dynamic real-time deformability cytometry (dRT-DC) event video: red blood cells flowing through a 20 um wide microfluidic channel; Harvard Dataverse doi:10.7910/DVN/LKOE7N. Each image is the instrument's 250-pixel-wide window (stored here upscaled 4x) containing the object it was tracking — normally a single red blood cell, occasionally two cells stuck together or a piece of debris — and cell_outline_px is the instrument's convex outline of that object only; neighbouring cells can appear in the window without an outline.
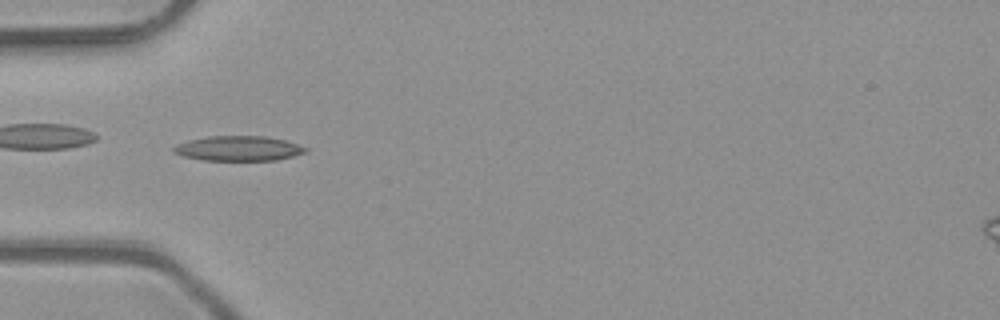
{"species": "common noctule bat (a hibernating species)", "species_latin": "Nyctalus noctula", "temperature_condition": "room temperature", "stored_images_in_passage": 35, "camera_frame_rate_fps": 3000, "um_per_image_px": 0.085, "animal": {"sex": "male", "body_mass_g": 23.1, "forearm_length_mm": 52.7}, "frame": {"image": 1, "passage_image": 1, "time_ms": 0.0, "image_size_px": [1000, 320], "cell_outline_px": [[308, 152], [276, 160], [204, 160], [184, 156], [172, 152], [172, 148], [176, 144], [188, 140], [208, 136], [264, 136], [284, 140], [308, 148]], "centroid_in_image_um": [20.25, 12.61], "position_along_channel_um": 64.8, "area_um2": 19.07}}
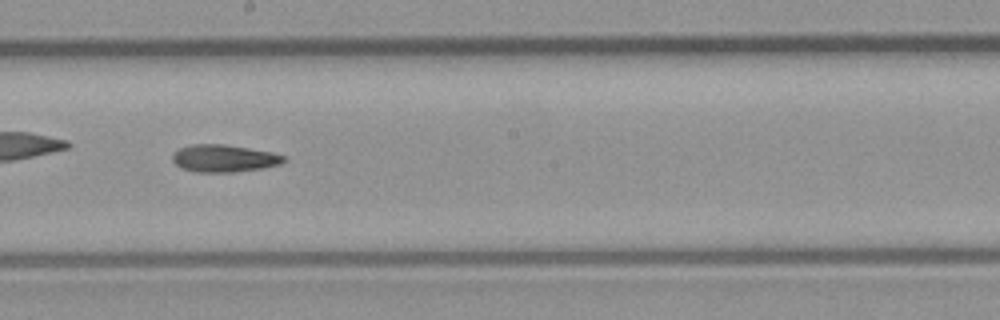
{"frame": {"image": 2, "passage_image": 13, "time_ms": 4.0, "image_size_px": [1000, 320], "cell_outline_px": [[288, 160], [280, 164], [264, 168], [236, 172], [196, 172], [180, 168], [172, 160], [172, 156], [180, 148], [192, 144], [224, 144], [272, 152], [284, 156]], "centroid_in_image_um": [19.06, 13.47], "position_along_channel_um": 229.1, "area_um2": 17.8}}
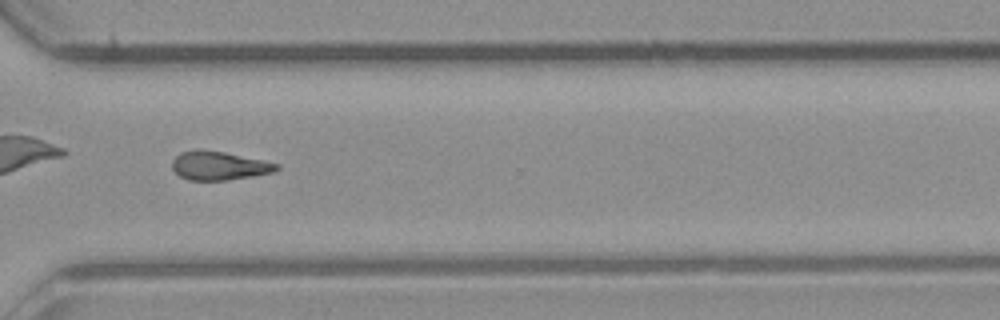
{"frame": {"image": 3, "passage_image": 22, "time_ms": 7.0, "image_size_px": [1000, 320], "cell_outline_px": [[280, 168], [272, 172], [252, 176], [228, 180], [188, 180], [180, 176], [172, 168], [172, 160], [180, 152], [196, 148], [200, 148], [224, 152], [280, 164]], "centroid_in_image_um": [18.58, 14.07], "position_along_channel_um": 352.0, "area_um2": 17.51}}